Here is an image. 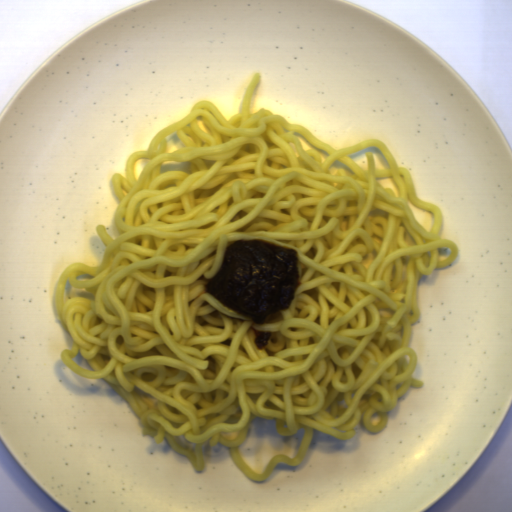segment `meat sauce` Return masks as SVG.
I'll list each match as a JSON object with an SVG mask.
<instances>
[{"label": "meat sauce", "instance_id": "meat-sauce-1", "mask_svg": "<svg viewBox=\"0 0 512 512\" xmlns=\"http://www.w3.org/2000/svg\"><path fill=\"white\" fill-rule=\"evenodd\" d=\"M300 285L298 249L261 239L226 246L203 289L221 305L256 324L289 310Z\"/></svg>", "mask_w": 512, "mask_h": 512}, {"label": "meat sauce", "instance_id": "meat-sauce-2", "mask_svg": "<svg viewBox=\"0 0 512 512\" xmlns=\"http://www.w3.org/2000/svg\"><path fill=\"white\" fill-rule=\"evenodd\" d=\"M250 329L253 333V343H254L255 349L261 350L264 347L268 346V344L272 338V331L256 330L252 326Z\"/></svg>", "mask_w": 512, "mask_h": 512}]
</instances>
